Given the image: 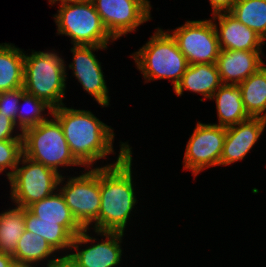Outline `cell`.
<instances>
[{
  "instance_id": "1",
  "label": "cell",
  "mask_w": 266,
  "mask_h": 267,
  "mask_svg": "<svg viewBox=\"0 0 266 267\" xmlns=\"http://www.w3.org/2000/svg\"><path fill=\"white\" fill-rule=\"evenodd\" d=\"M116 162L100 167V211L98 231L125 232L129 218L138 200L132 177V147L119 142Z\"/></svg>"
},
{
  "instance_id": "2",
  "label": "cell",
  "mask_w": 266,
  "mask_h": 267,
  "mask_svg": "<svg viewBox=\"0 0 266 267\" xmlns=\"http://www.w3.org/2000/svg\"><path fill=\"white\" fill-rule=\"evenodd\" d=\"M52 116L60 123L69 149L83 168L107 159L114 152V129L90 110L74 109L65 104L53 109Z\"/></svg>"
},
{
  "instance_id": "3",
  "label": "cell",
  "mask_w": 266,
  "mask_h": 267,
  "mask_svg": "<svg viewBox=\"0 0 266 267\" xmlns=\"http://www.w3.org/2000/svg\"><path fill=\"white\" fill-rule=\"evenodd\" d=\"M131 58L145 83L169 79L174 89L189 66L170 32L159 27L138 51L131 54Z\"/></svg>"
},
{
  "instance_id": "4",
  "label": "cell",
  "mask_w": 266,
  "mask_h": 267,
  "mask_svg": "<svg viewBox=\"0 0 266 267\" xmlns=\"http://www.w3.org/2000/svg\"><path fill=\"white\" fill-rule=\"evenodd\" d=\"M24 51V82L26 93L45 101L53 109L64 105L67 67L64 59L54 51Z\"/></svg>"
},
{
  "instance_id": "5",
  "label": "cell",
  "mask_w": 266,
  "mask_h": 267,
  "mask_svg": "<svg viewBox=\"0 0 266 267\" xmlns=\"http://www.w3.org/2000/svg\"><path fill=\"white\" fill-rule=\"evenodd\" d=\"M23 155L61 174L62 168L82 165L71 154L60 123L52 116L22 132Z\"/></svg>"
},
{
  "instance_id": "6",
  "label": "cell",
  "mask_w": 266,
  "mask_h": 267,
  "mask_svg": "<svg viewBox=\"0 0 266 267\" xmlns=\"http://www.w3.org/2000/svg\"><path fill=\"white\" fill-rule=\"evenodd\" d=\"M54 22L58 35L70 37L72 45L108 46L115 39L109 34L91 0L58 5Z\"/></svg>"
},
{
  "instance_id": "7",
  "label": "cell",
  "mask_w": 266,
  "mask_h": 267,
  "mask_svg": "<svg viewBox=\"0 0 266 267\" xmlns=\"http://www.w3.org/2000/svg\"><path fill=\"white\" fill-rule=\"evenodd\" d=\"M84 171V173L80 171L79 176H67V179L62 175L58 191L63 195L79 225L83 229L93 228L98 231V213L101 203L100 167L86 168Z\"/></svg>"
},
{
  "instance_id": "8",
  "label": "cell",
  "mask_w": 266,
  "mask_h": 267,
  "mask_svg": "<svg viewBox=\"0 0 266 267\" xmlns=\"http://www.w3.org/2000/svg\"><path fill=\"white\" fill-rule=\"evenodd\" d=\"M88 231L89 229H83L74 237L69 254L64 258V262L69 267H117L121 264L123 253L121 244L125 234L93 230L97 236L102 237L96 243L95 241H98L99 238L93 237ZM81 246L85 248H81Z\"/></svg>"
},
{
  "instance_id": "9",
  "label": "cell",
  "mask_w": 266,
  "mask_h": 267,
  "mask_svg": "<svg viewBox=\"0 0 266 267\" xmlns=\"http://www.w3.org/2000/svg\"><path fill=\"white\" fill-rule=\"evenodd\" d=\"M60 179L61 175L54 170L22 155L13 175L8 179L11 201L16 206L28 208L56 192Z\"/></svg>"
},
{
  "instance_id": "10",
  "label": "cell",
  "mask_w": 266,
  "mask_h": 267,
  "mask_svg": "<svg viewBox=\"0 0 266 267\" xmlns=\"http://www.w3.org/2000/svg\"><path fill=\"white\" fill-rule=\"evenodd\" d=\"M176 40L188 64H215L220 53L217 32L211 19L187 20L174 30H167Z\"/></svg>"
},
{
  "instance_id": "11",
  "label": "cell",
  "mask_w": 266,
  "mask_h": 267,
  "mask_svg": "<svg viewBox=\"0 0 266 267\" xmlns=\"http://www.w3.org/2000/svg\"><path fill=\"white\" fill-rule=\"evenodd\" d=\"M225 136V127L198 121L185 148L183 169L196 177L209 167L220 166Z\"/></svg>"
},
{
  "instance_id": "12",
  "label": "cell",
  "mask_w": 266,
  "mask_h": 267,
  "mask_svg": "<svg viewBox=\"0 0 266 267\" xmlns=\"http://www.w3.org/2000/svg\"><path fill=\"white\" fill-rule=\"evenodd\" d=\"M109 34L115 39L136 32L152 19L149 0H91Z\"/></svg>"
},
{
  "instance_id": "13",
  "label": "cell",
  "mask_w": 266,
  "mask_h": 267,
  "mask_svg": "<svg viewBox=\"0 0 266 267\" xmlns=\"http://www.w3.org/2000/svg\"><path fill=\"white\" fill-rule=\"evenodd\" d=\"M107 48V46L73 45L70 49L73 61L68 65L84 91L102 107L110 105L109 89L103 75L101 62L96 58L94 52L107 50Z\"/></svg>"
},
{
  "instance_id": "14",
  "label": "cell",
  "mask_w": 266,
  "mask_h": 267,
  "mask_svg": "<svg viewBox=\"0 0 266 267\" xmlns=\"http://www.w3.org/2000/svg\"><path fill=\"white\" fill-rule=\"evenodd\" d=\"M266 128V119L250 117L236 125L226 128L220 166L244 160L253 146L259 140Z\"/></svg>"
},
{
  "instance_id": "15",
  "label": "cell",
  "mask_w": 266,
  "mask_h": 267,
  "mask_svg": "<svg viewBox=\"0 0 266 267\" xmlns=\"http://www.w3.org/2000/svg\"><path fill=\"white\" fill-rule=\"evenodd\" d=\"M220 49L262 51L265 40L229 12L212 15Z\"/></svg>"
},
{
  "instance_id": "16",
  "label": "cell",
  "mask_w": 266,
  "mask_h": 267,
  "mask_svg": "<svg viewBox=\"0 0 266 267\" xmlns=\"http://www.w3.org/2000/svg\"><path fill=\"white\" fill-rule=\"evenodd\" d=\"M263 53L262 51L221 49L216 65L222 84L242 83L265 64L262 60Z\"/></svg>"
},
{
  "instance_id": "17",
  "label": "cell",
  "mask_w": 266,
  "mask_h": 267,
  "mask_svg": "<svg viewBox=\"0 0 266 267\" xmlns=\"http://www.w3.org/2000/svg\"><path fill=\"white\" fill-rule=\"evenodd\" d=\"M221 85L222 81L216 63H200L189 65L181 81L173 90L177 96H182L185 90L200 94L210 100Z\"/></svg>"
},
{
  "instance_id": "18",
  "label": "cell",
  "mask_w": 266,
  "mask_h": 267,
  "mask_svg": "<svg viewBox=\"0 0 266 267\" xmlns=\"http://www.w3.org/2000/svg\"><path fill=\"white\" fill-rule=\"evenodd\" d=\"M54 253L57 252L42 236L25 230L18 240L13 257L17 263L39 266L42 265L40 262L47 260L43 263L46 267H56L64 263V258Z\"/></svg>"
},
{
  "instance_id": "19",
  "label": "cell",
  "mask_w": 266,
  "mask_h": 267,
  "mask_svg": "<svg viewBox=\"0 0 266 267\" xmlns=\"http://www.w3.org/2000/svg\"><path fill=\"white\" fill-rule=\"evenodd\" d=\"M27 209L40 218V222H58L73 237L83 230L58 190L52 195L31 204Z\"/></svg>"
},
{
  "instance_id": "20",
  "label": "cell",
  "mask_w": 266,
  "mask_h": 267,
  "mask_svg": "<svg viewBox=\"0 0 266 267\" xmlns=\"http://www.w3.org/2000/svg\"><path fill=\"white\" fill-rule=\"evenodd\" d=\"M210 100L216 103L219 122L212 124L227 128L250 118L244 108L238 85L222 84Z\"/></svg>"
},
{
  "instance_id": "21",
  "label": "cell",
  "mask_w": 266,
  "mask_h": 267,
  "mask_svg": "<svg viewBox=\"0 0 266 267\" xmlns=\"http://www.w3.org/2000/svg\"><path fill=\"white\" fill-rule=\"evenodd\" d=\"M24 50L0 43V92L23 88Z\"/></svg>"
},
{
  "instance_id": "22",
  "label": "cell",
  "mask_w": 266,
  "mask_h": 267,
  "mask_svg": "<svg viewBox=\"0 0 266 267\" xmlns=\"http://www.w3.org/2000/svg\"><path fill=\"white\" fill-rule=\"evenodd\" d=\"M238 87L247 114L266 119V65L238 84Z\"/></svg>"
},
{
  "instance_id": "23",
  "label": "cell",
  "mask_w": 266,
  "mask_h": 267,
  "mask_svg": "<svg viewBox=\"0 0 266 267\" xmlns=\"http://www.w3.org/2000/svg\"><path fill=\"white\" fill-rule=\"evenodd\" d=\"M25 230L42 236L57 253L66 251L61 255L63 258L69 254L74 237L58 222H40V218L25 208Z\"/></svg>"
},
{
  "instance_id": "24",
  "label": "cell",
  "mask_w": 266,
  "mask_h": 267,
  "mask_svg": "<svg viewBox=\"0 0 266 267\" xmlns=\"http://www.w3.org/2000/svg\"><path fill=\"white\" fill-rule=\"evenodd\" d=\"M14 206L0 213V252L12 256L25 231V208Z\"/></svg>"
},
{
  "instance_id": "25",
  "label": "cell",
  "mask_w": 266,
  "mask_h": 267,
  "mask_svg": "<svg viewBox=\"0 0 266 267\" xmlns=\"http://www.w3.org/2000/svg\"><path fill=\"white\" fill-rule=\"evenodd\" d=\"M229 13L266 40V0H238Z\"/></svg>"
},
{
  "instance_id": "26",
  "label": "cell",
  "mask_w": 266,
  "mask_h": 267,
  "mask_svg": "<svg viewBox=\"0 0 266 267\" xmlns=\"http://www.w3.org/2000/svg\"><path fill=\"white\" fill-rule=\"evenodd\" d=\"M20 101L24 102L19 103L17 111V127L21 133L27 128L37 126L41 122L48 120L47 114L52 116L53 108L34 95L24 92ZM21 105L23 106L21 107ZM45 110L48 111L47 114Z\"/></svg>"
},
{
  "instance_id": "27",
  "label": "cell",
  "mask_w": 266,
  "mask_h": 267,
  "mask_svg": "<svg viewBox=\"0 0 266 267\" xmlns=\"http://www.w3.org/2000/svg\"><path fill=\"white\" fill-rule=\"evenodd\" d=\"M23 155V140H0V173L9 179ZM9 171L7 172L6 170Z\"/></svg>"
},
{
  "instance_id": "28",
  "label": "cell",
  "mask_w": 266,
  "mask_h": 267,
  "mask_svg": "<svg viewBox=\"0 0 266 267\" xmlns=\"http://www.w3.org/2000/svg\"><path fill=\"white\" fill-rule=\"evenodd\" d=\"M25 92L23 88L0 92V113L11 119L17 126V111L21 96Z\"/></svg>"
},
{
  "instance_id": "29",
  "label": "cell",
  "mask_w": 266,
  "mask_h": 267,
  "mask_svg": "<svg viewBox=\"0 0 266 267\" xmlns=\"http://www.w3.org/2000/svg\"><path fill=\"white\" fill-rule=\"evenodd\" d=\"M17 128L11 119L0 113V140H23L22 133H18Z\"/></svg>"
},
{
  "instance_id": "30",
  "label": "cell",
  "mask_w": 266,
  "mask_h": 267,
  "mask_svg": "<svg viewBox=\"0 0 266 267\" xmlns=\"http://www.w3.org/2000/svg\"><path fill=\"white\" fill-rule=\"evenodd\" d=\"M238 0H209L212 15L221 12H229Z\"/></svg>"
},
{
  "instance_id": "31",
  "label": "cell",
  "mask_w": 266,
  "mask_h": 267,
  "mask_svg": "<svg viewBox=\"0 0 266 267\" xmlns=\"http://www.w3.org/2000/svg\"><path fill=\"white\" fill-rule=\"evenodd\" d=\"M14 257L0 252V267H11L14 264Z\"/></svg>"
},
{
  "instance_id": "32",
  "label": "cell",
  "mask_w": 266,
  "mask_h": 267,
  "mask_svg": "<svg viewBox=\"0 0 266 267\" xmlns=\"http://www.w3.org/2000/svg\"><path fill=\"white\" fill-rule=\"evenodd\" d=\"M49 4L53 5L59 2L60 3H65V2H74V1H82V0H48Z\"/></svg>"
},
{
  "instance_id": "33",
  "label": "cell",
  "mask_w": 266,
  "mask_h": 267,
  "mask_svg": "<svg viewBox=\"0 0 266 267\" xmlns=\"http://www.w3.org/2000/svg\"><path fill=\"white\" fill-rule=\"evenodd\" d=\"M11 267H38V266L32 265V264H24V263L14 262V264Z\"/></svg>"
},
{
  "instance_id": "34",
  "label": "cell",
  "mask_w": 266,
  "mask_h": 267,
  "mask_svg": "<svg viewBox=\"0 0 266 267\" xmlns=\"http://www.w3.org/2000/svg\"><path fill=\"white\" fill-rule=\"evenodd\" d=\"M56 267H65V262L64 263H62L61 265H59V266H56Z\"/></svg>"
}]
</instances>
